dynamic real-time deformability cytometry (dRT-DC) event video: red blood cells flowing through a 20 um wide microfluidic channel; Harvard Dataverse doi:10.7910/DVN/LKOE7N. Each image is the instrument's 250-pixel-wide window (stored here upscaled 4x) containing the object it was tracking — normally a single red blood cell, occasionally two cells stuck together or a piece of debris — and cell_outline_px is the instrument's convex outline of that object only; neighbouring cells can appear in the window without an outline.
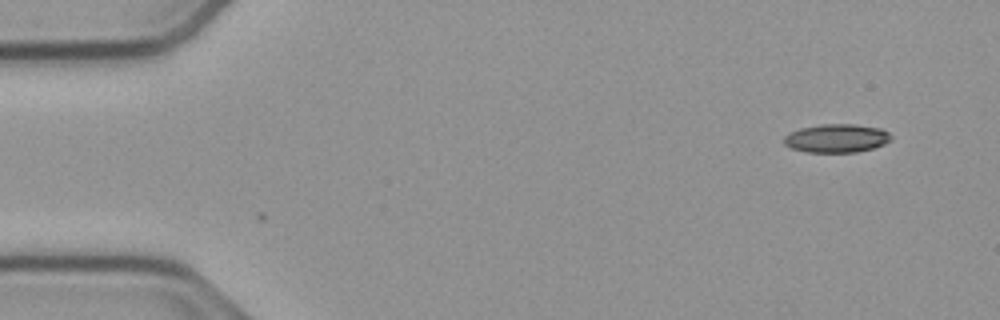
{"species": "common noctule bat (a hibernating species)", "species_latin": "Nyctalus noctula", "temperature_condition": "cold", "stored_images_in_passage": 3, "camera_frame_rate_fps": 3000, "um_per_image_px": 0.085, "animal": {"sex": "male", "body_mass_g": 23.1, "forearm_length_mm": 52.7}, "frame": {"image": 1, "passage_image": 3, "time_ms": 0.667, "image_size_px": [1000, 320], "cell_outline_px": [[892, 140], [884, 144], [872, 148], [856, 152], [808, 152], [792, 148], [784, 144], [784, 136], [800, 128], [820, 124], [856, 124], [880, 128], [888, 132], [892, 136]], "centroid_in_image_um": [71.13, 11.74], "position_along_channel_um": 13.9, "area_um2": 17.74}}